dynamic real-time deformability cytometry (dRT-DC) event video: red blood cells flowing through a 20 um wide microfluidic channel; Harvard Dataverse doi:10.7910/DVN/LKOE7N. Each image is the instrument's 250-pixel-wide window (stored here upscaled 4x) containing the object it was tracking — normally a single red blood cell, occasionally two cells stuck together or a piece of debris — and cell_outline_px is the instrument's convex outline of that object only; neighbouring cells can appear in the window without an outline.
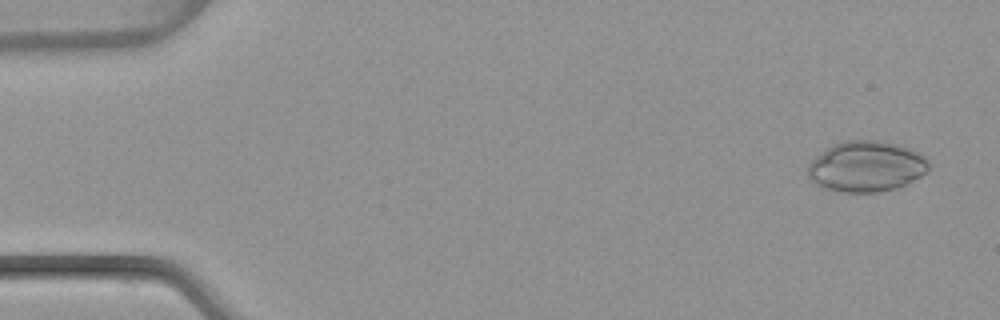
{"species": "common noctule bat (a hibernating species)", "species_latin": "Nyctalus noctula", "temperature_condition": "warm", "stored_images_in_passage": 51, "camera_frame_rate_fps": 3000, "um_per_image_px": 0.085, "animal": {"sex": "female", "body_mass_g": 22.7, "forearm_length_mm": 54.2}, "frame": {"image": 1, "passage_image": 3, "time_ms": 0.667, "image_size_px": [1000, 320], "cell_outline_px": [[928, 168], [920, 176], [896, 188], [880, 192], [840, 192], [820, 188], [808, 176], [808, 164], [824, 148], [844, 140], [880, 140], [900, 144], [920, 152], [928, 160]], "centroid_in_image_um": [73.61, 14.13], "position_along_channel_um": 11.4, "area_um2": 36.01}}
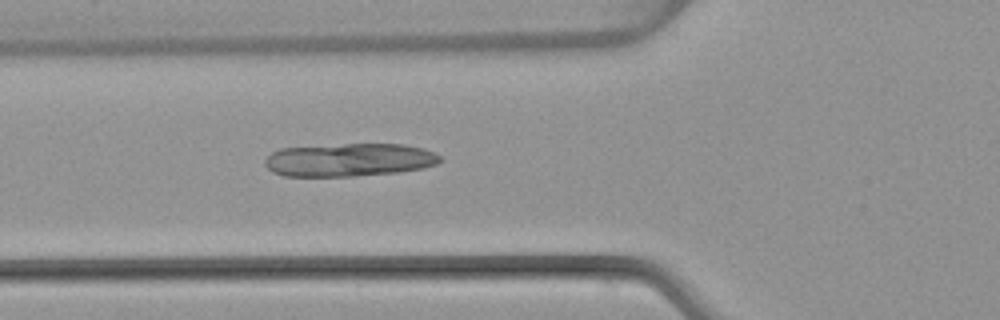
{"frame": {"image": 2, "passage_image": 19, "time_ms": 6.0, "image_size_px": [1000, 320], "cell_outline_px": [[444, 160], [436, 164], [424, 168], [400, 172], [352, 176], [284, 176], [272, 172], [264, 164], [264, 160], [272, 152], [280, 148], [344, 144], [404, 144], [424, 148], [436, 152]], "centroid_in_image_um": [29.72, 13.59], "position_along_channel_um": 96.1, "area_um2": 34.1}}
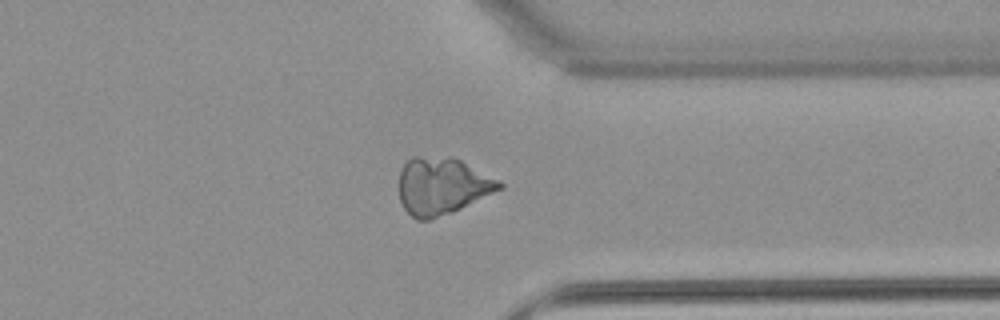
{"frame": {"image": 3, "passage_image": 40, "time_ms": 13.0, "image_size_px": [1000, 320], "cell_outline_px": [[504, 188], [452, 212], [428, 220], [416, 220], [404, 208], [400, 200], [400, 168], [412, 156], [452, 156], [500, 180], [504, 184]], "centroid_in_image_um": [37.59, 15.79], "position_along_channel_um": 373.8, "area_um2": 33.47}}